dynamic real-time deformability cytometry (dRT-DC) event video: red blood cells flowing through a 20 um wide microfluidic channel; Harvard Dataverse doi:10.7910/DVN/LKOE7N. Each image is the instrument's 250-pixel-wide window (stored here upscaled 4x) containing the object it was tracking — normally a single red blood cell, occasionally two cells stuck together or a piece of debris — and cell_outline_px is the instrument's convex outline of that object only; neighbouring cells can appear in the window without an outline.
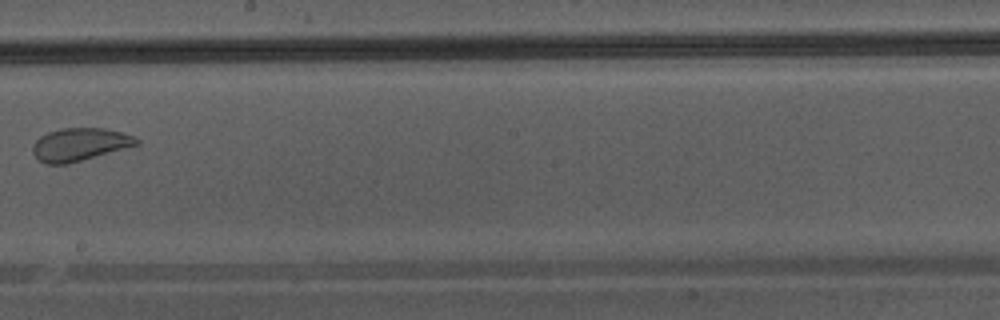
{"species": "Egyptian fruit bat (a non-hibernating species)", "species_latin": "Rousettus aegyptiacus", "temperature_condition": "warm", "stored_images_in_passage": 6, "camera_frame_rate_fps": 3000, "um_per_image_px": 0.085, "animal": {"sex": "male"}, "frame": {"image": 1, "passage_image": 6, "time_ms": 6.667, "image_size_px": [1000, 320], "cell_outline_px": [[140, 144], [68, 164], [44, 164], [32, 152], [32, 144], [40, 136], [48, 132], [60, 128], [104, 128], [120, 132], [132, 136], [140, 140]], "centroid_in_image_um": [6.75, 12.28], "position_along_channel_um": 241.5, "area_um2": 19.83}}